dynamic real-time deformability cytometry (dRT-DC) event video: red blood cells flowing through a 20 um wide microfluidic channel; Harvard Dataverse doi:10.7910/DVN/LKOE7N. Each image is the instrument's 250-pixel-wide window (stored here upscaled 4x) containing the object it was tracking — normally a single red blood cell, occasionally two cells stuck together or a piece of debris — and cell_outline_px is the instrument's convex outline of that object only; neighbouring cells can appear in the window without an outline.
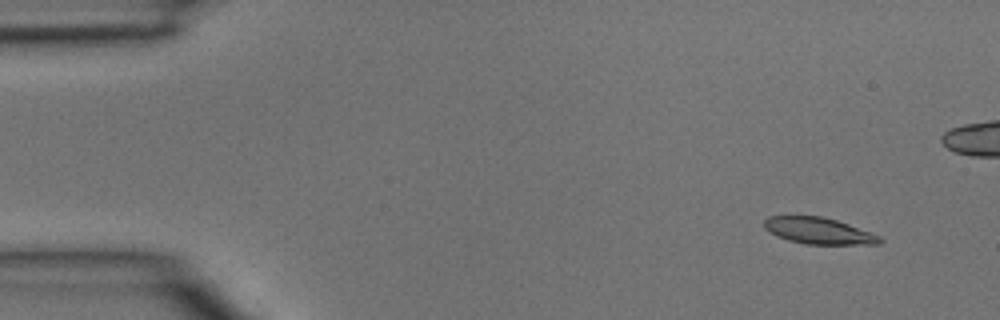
{"species": "common noctule bat (a hibernating species)", "species_latin": "Nyctalus noctula", "temperature_condition": "room temperature", "stored_images_in_passage": 4, "camera_frame_rate_fps": 3000, "um_per_image_px": 0.085, "animal": {"sex": "male", "body_mass_g": 15.6}, "frame": {"image": 1, "passage_image": 1, "time_ms": 0.0, "image_size_px": [1000, 320], "cell_outline_px": [[884, 240], [880, 244], [804, 244], [788, 240], [776, 236], [764, 228], [764, 220], [768, 216], [820, 216], [836, 220], [848, 224], [880, 236]], "centroid_in_image_um": [69.57, 19.62], "position_along_channel_um": 15.4, "area_um2": 17.74}}